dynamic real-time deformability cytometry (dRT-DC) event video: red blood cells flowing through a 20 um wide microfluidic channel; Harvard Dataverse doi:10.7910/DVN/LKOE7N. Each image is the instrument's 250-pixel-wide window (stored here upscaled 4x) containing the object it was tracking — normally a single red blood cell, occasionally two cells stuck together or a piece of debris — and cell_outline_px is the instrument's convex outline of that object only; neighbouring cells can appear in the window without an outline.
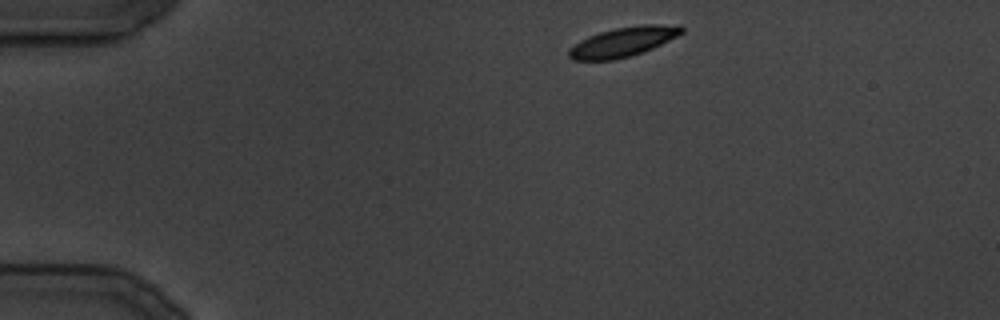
{"species": "common noctule bat (a hibernating species)", "species_latin": "Nyctalus noctula", "temperature_condition": "cold", "stored_images_in_passage": 26, "camera_frame_rate_fps": 3000, "um_per_image_px": 0.085, "animal": {"sex": "male", "body_mass_g": 19.5, "forearm_length_mm": 54.6}, "frame": {"image": 1, "passage_image": 1, "time_ms": 0.0, "image_size_px": [1000, 320], "cell_outline_px": [[684, 32], [652, 48], [616, 60], [572, 60], [568, 56], [568, 48], [580, 40], [588, 36], [600, 32], [616, 28], [644, 24], [680, 24], [684, 28]], "centroid_in_image_um": [52.95, 3.55], "position_along_channel_um": 32.1, "area_um2": 19.36}}
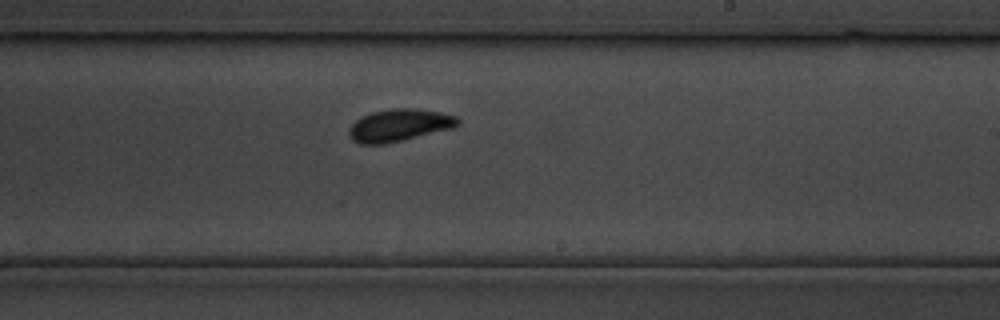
{"frame": {"image": 2, "passage_image": 15, "time_ms": 18.0, "image_size_px": [1000, 320], "cell_outline_px": [[460, 124], [452, 128], [388, 144], [360, 144], [352, 140], [348, 136], [348, 128], [360, 116], [372, 112], [392, 108], [416, 108], [440, 112], [456, 116], [460, 120]], "centroid_in_image_um": [33.91, 10.65], "position_along_channel_um": 255.1, "area_um2": 20.75}}
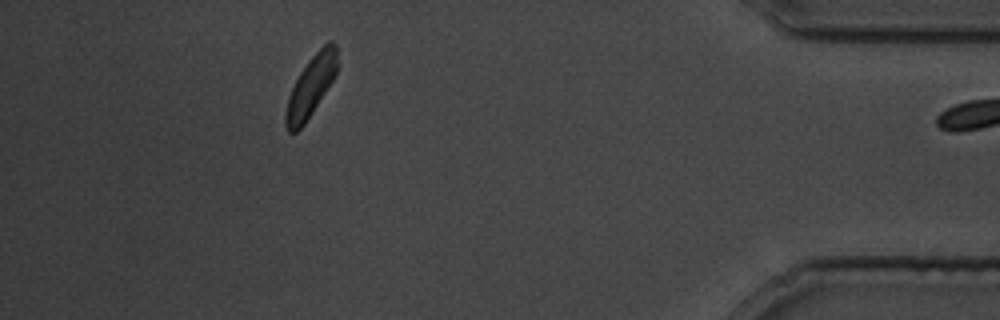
{"frame": {"image": 3, "passage_image": 25, "time_ms": 30.667, "image_size_px": [1000, 320], "cell_outline_px": [[336, 72], [332, 80], [312, 112], [304, 124], [296, 132], [288, 132], [284, 124], [284, 112], [288, 96], [300, 72], [308, 60], [328, 40], [332, 40], [336, 44]], "centroid_in_image_um": [26.38, 7.35], "position_along_channel_um": 408.8, "area_um2": 17.92}}